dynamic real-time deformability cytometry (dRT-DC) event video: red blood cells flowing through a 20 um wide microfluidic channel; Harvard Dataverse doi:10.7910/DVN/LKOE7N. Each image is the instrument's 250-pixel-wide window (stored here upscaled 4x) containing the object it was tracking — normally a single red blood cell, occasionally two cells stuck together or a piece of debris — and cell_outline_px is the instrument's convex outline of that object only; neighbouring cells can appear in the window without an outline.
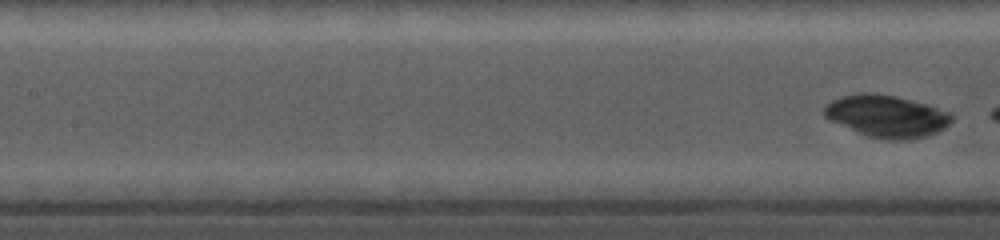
{"species": "common noctule bat (a hibernating species)", "species_latin": "Nyctalus noctula", "temperature_condition": "cold", "stored_images_in_passage": 7, "camera_frame_rate_fps": 5000, "um_per_image_px": 0.085, "animal": {"sex": "female", "body_mass_g": 19.0, "forearm_length_mm": 56.7}, "frame": {"image": 1, "passage_image": 7, "time_ms": 2.4, "image_size_px": [1000, 240], "cell_outline_px": [[952, 120], [944, 128], [928, 136], [912, 140], [884, 140], [868, 136], [856, 132], [828, 120], [824, 116], [824, 104], [840, 96], [860, 92], [872, 92], [896, 96], [928, 104], [952, 112]], "centroid_in_image_um": [75.35, 9.87], "position_along_channel_um": 132.0, "area_um2": 31.91}}